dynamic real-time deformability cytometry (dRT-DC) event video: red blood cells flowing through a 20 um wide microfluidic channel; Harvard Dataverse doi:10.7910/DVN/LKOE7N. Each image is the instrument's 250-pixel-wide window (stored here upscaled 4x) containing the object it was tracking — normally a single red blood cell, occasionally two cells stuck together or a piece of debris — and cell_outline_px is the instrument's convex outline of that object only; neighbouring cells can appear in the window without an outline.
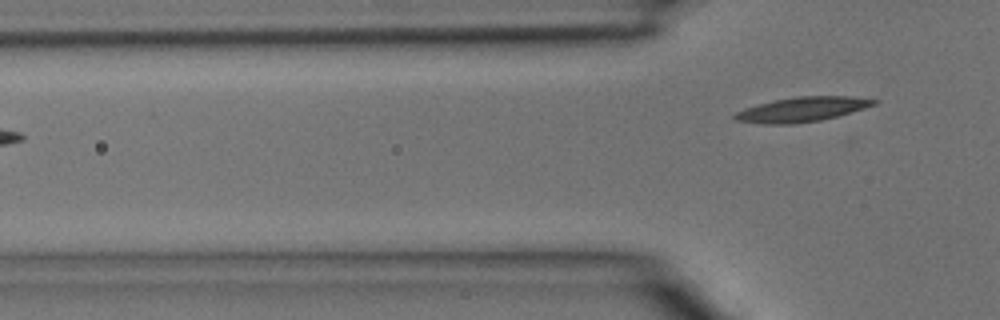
{"species": "common noctule bat (a hibernating species)", "species_latin": "Nyctalus noctula", "temperature_condition": "room temperature", "stored_images_in_passage": 6, "camera_frame_rate_fps": 3000, "um_per_image_px": 0.085, "animal": {"sex": "male", "body_mass_g": 15.6}, "frame": {"image": 1, "passage_image": 6, "time_ms": 1.667, "image_size_px": [1000, 320], "cell_outline_px": [[880, 100], [876, 104], [840, 116], [820, 120], [792, 124], [764, 124], [736, 120], [732, 116], [736, 112], [744, 108], [776, 100], [796, 96], [852, 96]], "centroid_in_image_um": [68.21, 9.3], "position_along_channel_um": 57.6, "area_um2": 19.94}}